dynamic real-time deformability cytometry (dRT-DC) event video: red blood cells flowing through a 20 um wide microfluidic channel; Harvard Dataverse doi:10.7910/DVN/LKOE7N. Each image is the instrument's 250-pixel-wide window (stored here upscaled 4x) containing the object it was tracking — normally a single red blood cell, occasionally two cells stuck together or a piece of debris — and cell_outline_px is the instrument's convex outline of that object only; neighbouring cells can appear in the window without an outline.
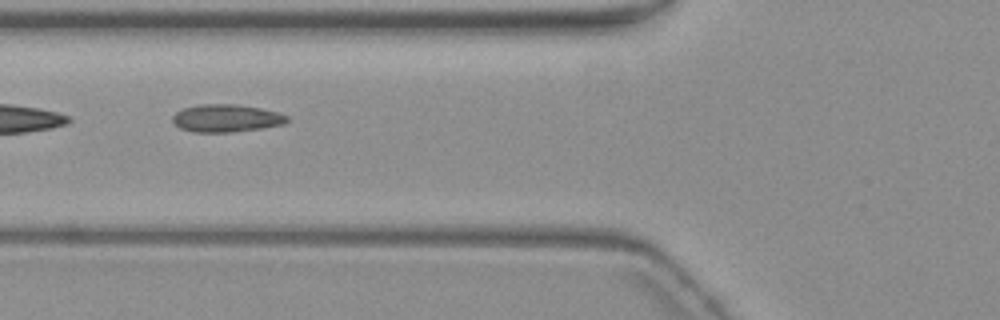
{"species": "common noctule bat (a hibernating species)", "species_latin": "Nyctalus noctula", "temperature_condition": "warm", "stored_images_in_passage": 11, "camera_frame_rate_fps": 3000, "um_per_image_px": 0.085, "animal": {"sex": "female", "body_mass_g": 19.3, "forearm_length_mm": 54.1}, "frame": {"image": 1, "passage_image": 6, "time_ms": 7.0, "image_size_px": [1000, 320], "cell_outline_px": [[288, 120], [284, 124], [260, 128], [232, 132], [192, 132], [180, 128], [172, 120], [172, 116], [176, 112], [184, 108], [200, 104], [236, 104], [260, 108], [276, 112], [288, 116]], "centroid_in_image_um": [19.21, 10.05], "position_along_channel_um": 106.6, "area_um2": 18.32}}
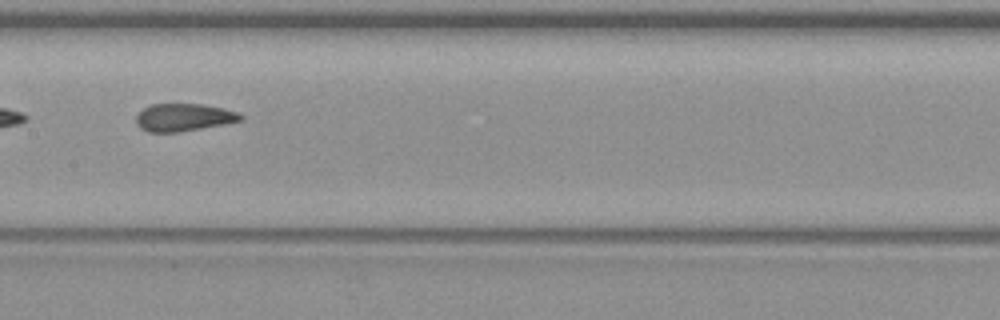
{"frame": {"image": 2, "passage_image": 8, "time_ms": 9.333, "image_size_px": [1000, 320], "cell_outline_px": [[244, 116], [240, 120], [224, 124], [180, 132], [148, 132], [140, 128], [136, 124], [136, 116], [144, 108], [152, 104], [200, 104], [220, 108], [236, 112]], "centroid_in_image_um": [15.56, 9.99], "position_along_channel_um": 191.8, "area_um2": 16.59}}
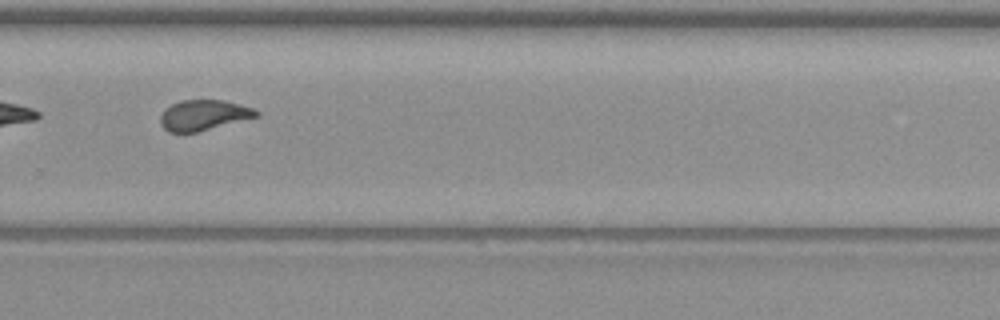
{"frame": {"image": 3, "passage_image": 11, "time_ms": 12.667, "image_size_px": [1000, 320], "cell_outline_px": [[260, 116], [196, 132], [168, 132], [160, 124], [160, 116], [172, 104], [184, 100], [224, 100], [252, 108], [260, 112]], "centroid_in_image_um": [17.33, 9.79], "position_along_channel_um": 312.5, "area_um2": 16.76}}